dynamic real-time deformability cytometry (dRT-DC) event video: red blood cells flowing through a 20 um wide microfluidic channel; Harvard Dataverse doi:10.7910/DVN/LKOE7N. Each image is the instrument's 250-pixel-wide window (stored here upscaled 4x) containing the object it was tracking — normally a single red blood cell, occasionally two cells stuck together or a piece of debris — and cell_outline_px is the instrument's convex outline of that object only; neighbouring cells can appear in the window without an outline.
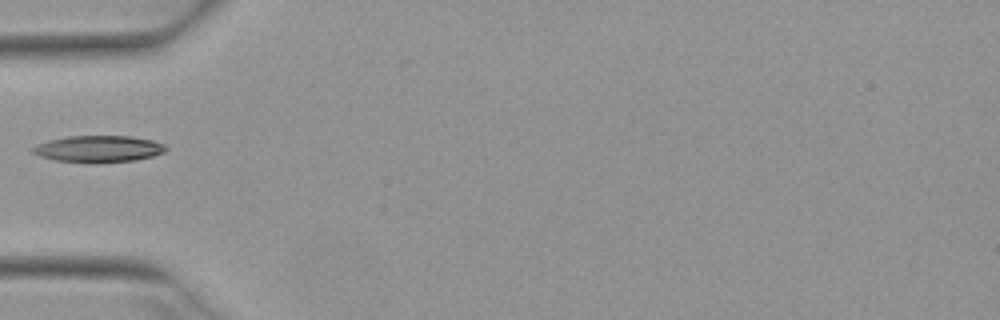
{"species": "Egyptian fruit bat (a non-hibernating species)", "species_latin": "Rousettus aegyptiacus", "temperature_condition": "warm", "stored_images_in_passage": 9, "camera_frame_rate_fps": 3000, "um_per_image_px": 0.085, "animal": {"sex": "female"}, "frame": {"image": 1, "passage_image": 1, "time_ms": 0.0, "image_size_px": [1000, 320], "cell_outline_px": [[168, 148], [164, 152], [152, 156], [136, 160], [96, 164], [92, 164], [56, 160], [40, 156], [32, 152], [32, 148], [36, 144], [48, 140], [68, 136], [128, 136], [152, 140], [164, 144]], "centroid_in_image_um": [8.36, 12.67], "position_along_channel_um": 76.6, "area_um2": 20.92}}
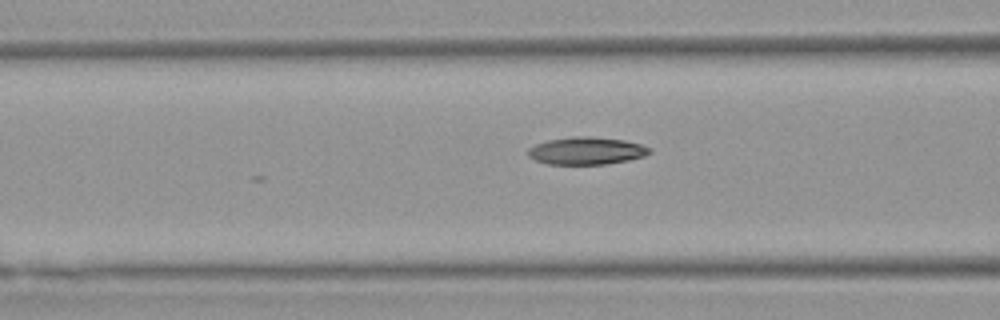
{"frame": {"image": 2, "passage_image": 4, "time_ms": 1.0, "image_size_px": [1000, 320], "cell_outline_px": [[652, 152], [644, 156], [628, 160], [608, 164], [548, 164], [536, 160], [528, 156], [528, 148], [536, 144], [548, 140], [572, 136], [592, 136], [624, 140], [640, 144], [652, 148]], "centroid_in_image_um": [49.87, 12.81], "position_along_channel_um": 116.7, "area_um2": 19.54}}
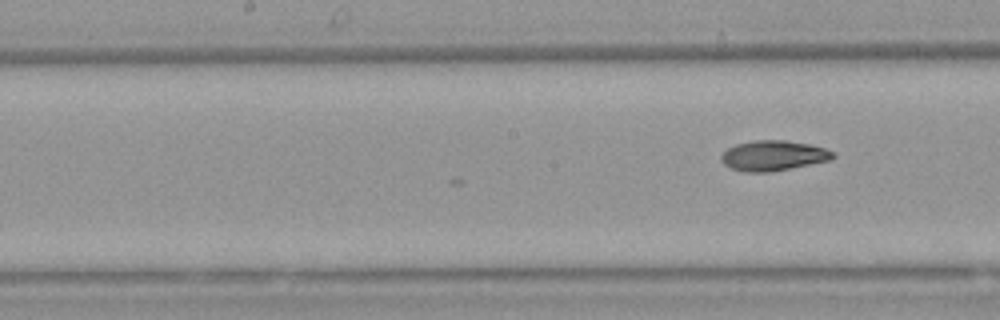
{"frame": {"image": 3, "passage_image": 9, "time_ms": 2.667, "image_size_px": [1000, 320], "cell_outline_px": [[836, 156], [828, 160], [772, 172], [744, 172], [732, 168], [724, 164], [720, 160], [720, 156], [728, 148], [736, 144], [752, 140], [784, 140], [808, 144], [824, 148], [836, 152]], "centroid_in_image_um": [65.71, 13.22], "position_along_channel_um": 182.5, "area_um2": 19.59}}